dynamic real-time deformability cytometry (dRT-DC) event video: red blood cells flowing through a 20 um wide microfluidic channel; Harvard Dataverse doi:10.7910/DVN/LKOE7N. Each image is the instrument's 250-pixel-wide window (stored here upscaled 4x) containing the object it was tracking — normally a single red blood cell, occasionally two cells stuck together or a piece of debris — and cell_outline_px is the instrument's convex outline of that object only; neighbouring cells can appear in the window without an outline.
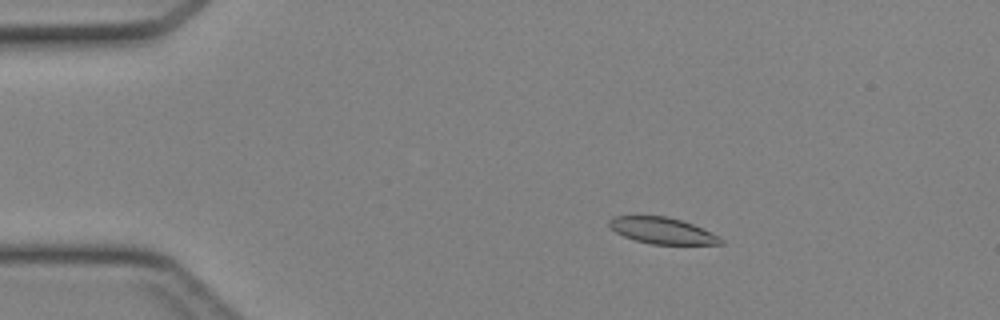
{"species": "Egyptian fruit bat (a non-hibernating species)", "species_latin": "Rousettus aegyptiacus", "temperature_condition": "cold", "stored_images_in_passage": 47, "camera_frame_rate_fps": 3000, "um_per_image_px": 0.085, "animal": {"sex": "female"}, "frame": {"image": 1, "passage_image": 9, "time_ms": 2.667, "image_size_px": [1000, 320], "cell_outline_px": [[724, 244], [652, 244], [636, 240], [624, 236], [616, 232], [608, 224], [608, 220], [612, 216], [668, 216], [692, 224], [720, 236], [724, 240]], "centroid_in_image_um": [56.3, 19.6], "position_along_channel_um": 28.7, "area_um2": 16.99}}
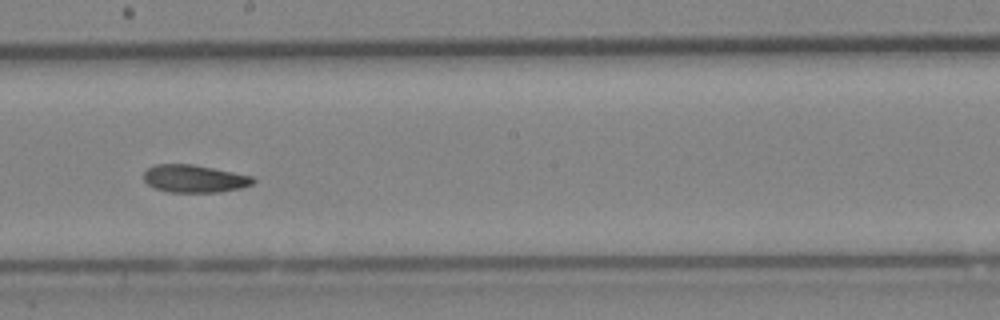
{"frame": {"image": 2, "passage_image": 27, "time_ms": 8.667, "image_size_px": [1000, 320], "cell_outline_px": [[256, 180], [252, 184], [240, 188], [220, 192], [168, 192], [152, 188], [144, 180], [144, 172], [148, 168], [156, 164], [192, 164], [252, 176]], "centroid_in_image_um": [16.49, 15.19], "position_along_channel_um": 231.7, "area_um2": 17.57}}
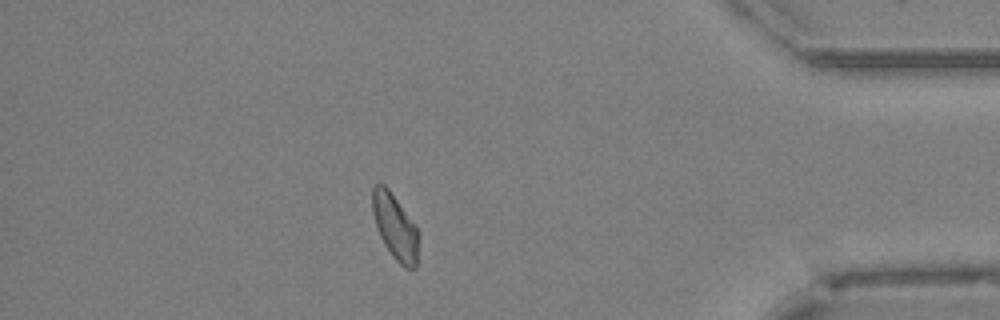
{"frame": {"image": 3, "passage_image": 41, "time_ms": 13.333, "image_size_px": [1000, 320], "cell_outline_px": [[420, 236], [416, 268], [404, 268], [392, 256], [384, 244], [380, 236], [372, 212], [372, 188], [376, 184], [384, 184], [388, 188], [416, 224], [420, 232]], "centroid_in_image_um": [33.62, 19.29], "position_along_channel_um": 401.6, "area_um2": 17.92}}